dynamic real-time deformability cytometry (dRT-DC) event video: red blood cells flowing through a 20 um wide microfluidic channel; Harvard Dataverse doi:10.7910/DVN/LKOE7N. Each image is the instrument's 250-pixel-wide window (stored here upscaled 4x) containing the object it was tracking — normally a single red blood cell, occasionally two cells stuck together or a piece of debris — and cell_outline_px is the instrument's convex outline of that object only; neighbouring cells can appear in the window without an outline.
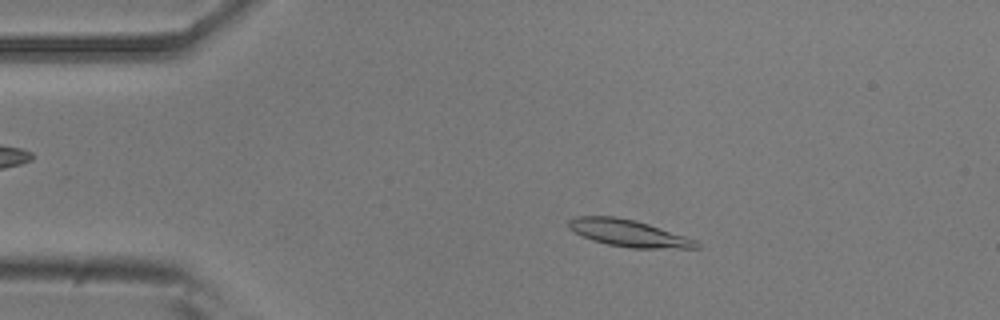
{"species": "common noctule bat (a hibernating species)", "species_latin": "Nyctalus noctula", "temperature_condition": "room temperature", "stored_images_in_passage": 52, "camera_frame_rate_fps": 3000, "um_per_image_px": 0.085, "animal": {"sex": "male", "body_mass_g": 20.5, "forearm_length_mm": 52.5}, "frame": {"image": 1, "passage_image": 9, "time_ms": 2.667, "image_size_px": [1000, 320], "cell_outline_px": [[700, 248], [632, 248], [608, 244], [592, 240], [568, 228], [568, 220], [576, 216], [616, 216], [636, 220], [696, 240], [700, 244]], "centroid_in_image_um": [53.41, 19.81], "position_along_channel_um": 31.6, "area_um2": 19.83}}
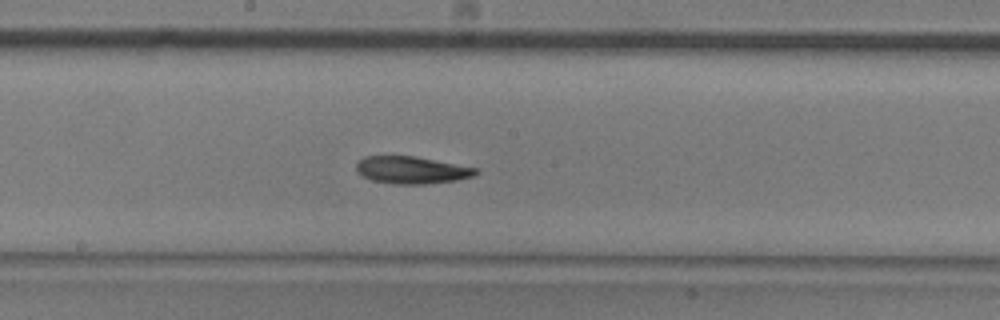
{"frame": {"image": 2, "passage_image": 27, "time_ms": 8.667, "image_size_px": [1000, 320], "cell_outline_px": [[476, 172], [472, 176], [456, 180], [428, 184], [396, 184], [372, 180], [360, 176], [356, 172], [356, 164], [364, 156], [416, 156], [476, 168]], "centroid_in_image_um": [34.92, 14.45], "position_along_channel_um": 213.3, "area_um2": 18.9}}
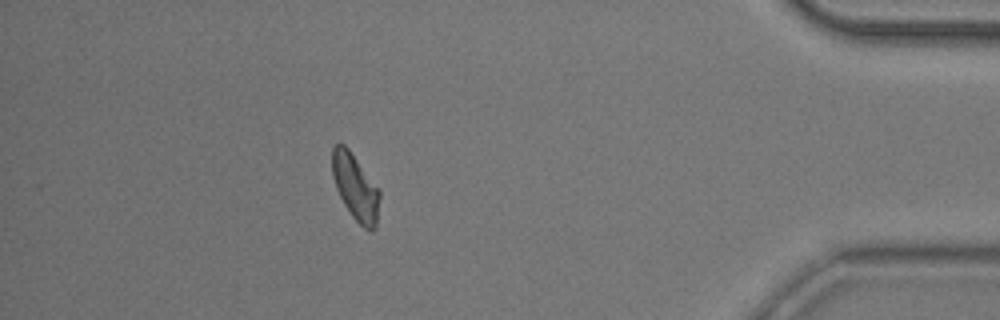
{"frame": {"image": 3, "passage_image": 46, "time_ms": 15.0, "image_size_px": [1000, 320], "cell_outline_px": [[380, 196], [376, 228], [372, 232], [368, 232], [352, 216], [344, 204], [336, 188], [332, 176], [332, 148], [336, 144], [344, 144], [348, 148], [380, 188]], "centroid_in_image_um": [30.23, 15.93], "position_along_channel_um": 405.0, "area_um2": 18.5}, "authors_computed_cell_mechanics": {"area_um2": 19.1896, "velocity_mm_per_s": 3.788, "shape_relaxation_time_tau1_ms": 4.8686, "shape_relaxation_time_tau2_ms": 4.6287, "deformation_change_tau1": 0.1539, "deformation_change_tau2": 0.1145}}